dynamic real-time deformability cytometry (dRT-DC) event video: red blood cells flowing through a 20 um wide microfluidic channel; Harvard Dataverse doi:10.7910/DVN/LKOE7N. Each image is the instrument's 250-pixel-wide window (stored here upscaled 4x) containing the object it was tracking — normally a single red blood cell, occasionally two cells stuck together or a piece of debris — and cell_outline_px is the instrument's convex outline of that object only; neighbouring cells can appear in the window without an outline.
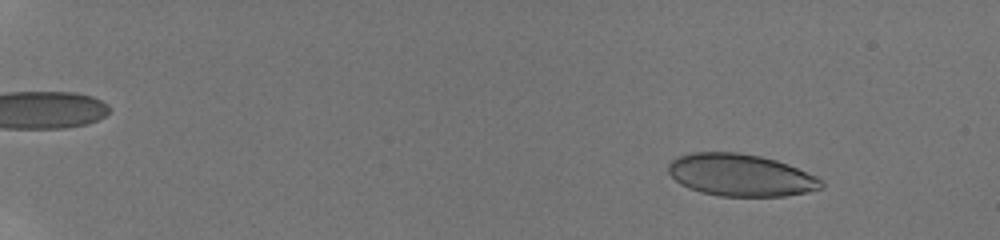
{"species": "human", "species_latin": "Homo sapiens", "temperature_condition": "room temperature", "stored_images_in_passage": 49, "camera_frame_rate_fps": 3000, "um_per_image_px": 0.085, "donor": {"sex": "male"}, "frame": {"image": 1, "passage_image": 7, "time_ms": 2.0, "image_size_px": [1000, 240], "cell_outline_px": [[824, 188], [784, 196], [720, 196], [700, 192], [688, 188], [680, 184], [668, 172], [668, 164], [676, 156], [692, 152], [740, 152], [760, 156], [776, 160], [788, 164], [816, 176], [824, 180]], "centroid_in_image_um": [62.94, 14.88], "position_along_channel_um": 22.1, "area_um2": 37.8}}
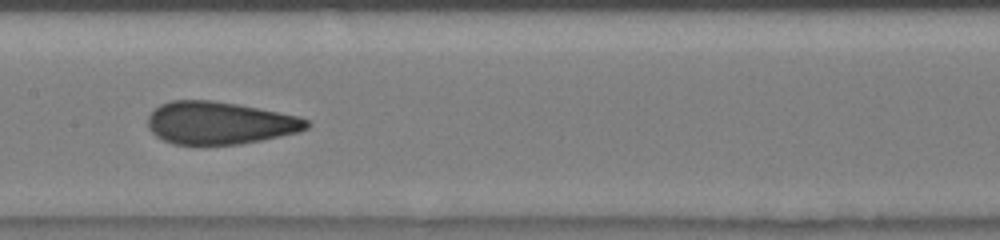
{"frame": {"image": 2, "passage_image": 28, "time_ms": 9.0, "image_size_px": [1000, 240], "cell_outline_px": [[312, 124], [308, 128], [296, 132], [280, 136], [240, 144], [172, 144], [156, 136], [148, 128], [148, 116], [160, 104], [172, 100], [212, 100], [236, 104], [300, 116], [308, 120]], "centroid_in_image_um": [18.67, 10.44], "position_along_channel_um": 188.7, "area_um2": 39.25}}
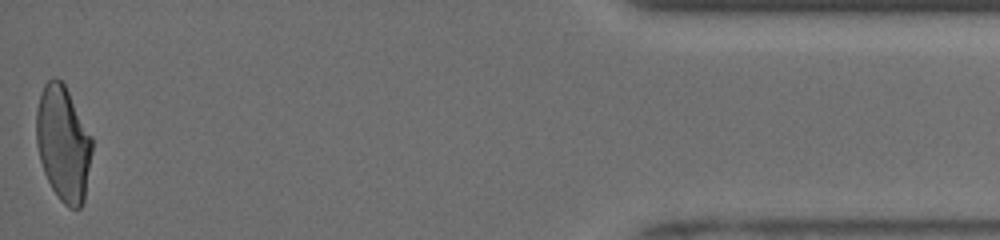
{"frame": {"image": 3, "passage_image": 49, "time_ms": 16.0, "image_size_px": [1000, 240], "cell_outline_px": [[92, 152], [84, 200], [80, 208], [68, 208], [60, 200], [52, 188], [44, 172], [40, 160], [36, 144], [36, 108], [44, 84], [52, 76], [56, 76], [64, 84], [92, 136]], "centroid_in_image_um": [5.36, 12.19], "position_along_channel_um": 429.8, "area_um2": 37.45}, "authors_computed_cell_mechanics": {"area_um2": 38.6682, "velocity_mm_per_s": 3.9884, "shape_relaxation_time_tau1_ms": 6.6392, "shape_relaxation_time_tau2_ms": 0.8456, "deformation_change_tau1": 0.2087, "deformation_change_tau2": 0.0777}}